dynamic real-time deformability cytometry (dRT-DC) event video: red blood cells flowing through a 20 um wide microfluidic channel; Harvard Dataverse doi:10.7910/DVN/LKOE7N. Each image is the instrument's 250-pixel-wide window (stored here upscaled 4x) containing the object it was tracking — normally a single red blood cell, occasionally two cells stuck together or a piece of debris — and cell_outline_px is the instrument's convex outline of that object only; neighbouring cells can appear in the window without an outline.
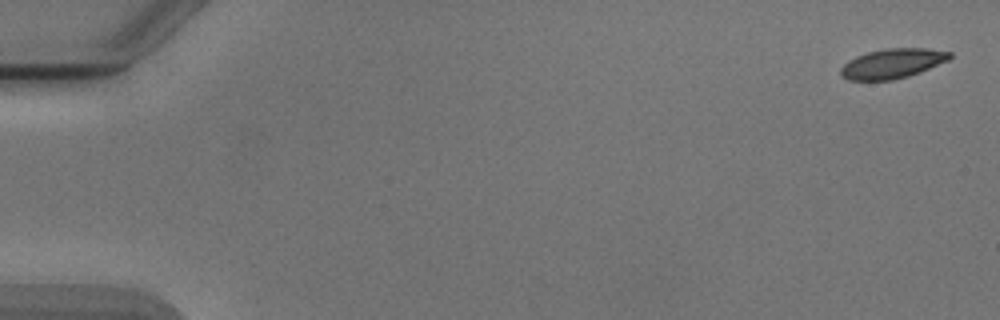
{"species": "Egyptian fruit bat (a non-hibernating species)", "species_latin": "Rousettus aegyptiacus", "temperature_condition": "cold", "stored_images_in_passage": 54, "segment_of_instrument_passage": [1, 2], "camera_frame_rate_fps": 3000, "um_per_image_px": 0.085, "animal": {"sex": "male"}, "frame": {"image": 1, "passage_image": 1, "time_ms": 0.0, "image_size_px": [1000, 320], "cell_outline_px": [[952, 56], [948, 60], [920, 72], [908, 76], [892, 80], [848, 80], [840, 76], [840, 68], [848, 60], [856, 56], [868, 52], [884, 48], [928, 48], [952, 52]], "centroid_in_image_um": [75.84, 5.39], "position_along_channel_um": 9.2, "area_um2": 18.96}}
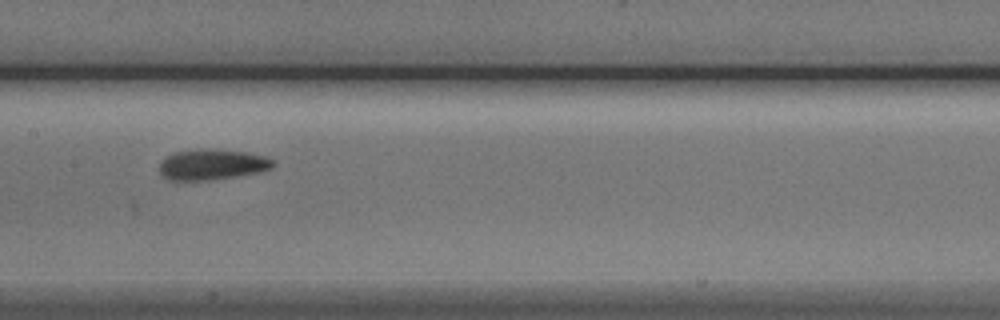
{"frame": {"image": 2, "passage_image": 27, "time_ms": 8.667, "image_size_px": [1000, 320], "cell_outline_px": [[276, 164], [272, 168], [260, 172], [236, 176], [208, 180], [168, 180], [160, 172], [160, 160], [176, 152], [248, 152], [268, 156]], "centroid_in_image_um": [18.08, 14.04], "position_along_channel_um": 189.3, "area_um2": 19.31}}
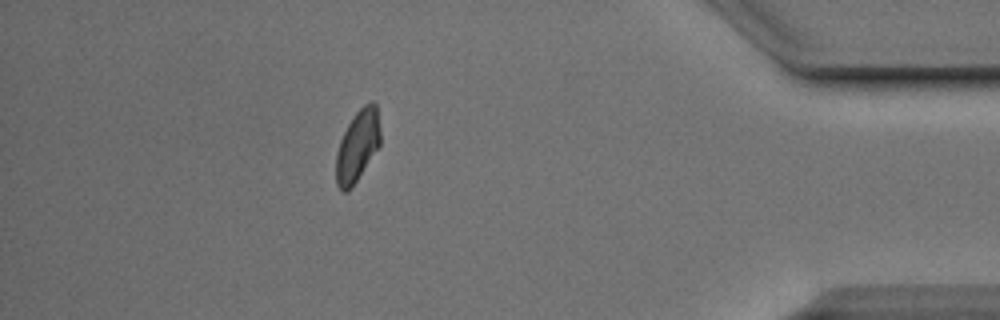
{"frame": {"image": 3, "passage_image": 47, "time_ms": 15.333, "image_size_px": [1000, 320], "cell_outline_px": [[380, 144], [348, 192], [340, 192], [336, 184], [336, 152], [340, 140], [348, 124], [356, 112], [364, 104], [372, 100], [376, 104], [380, 128]], "centroid_in_image_um": [30.37, 12.39], "position_along_channel_um": 404.8, "area_um2": 18.26}}